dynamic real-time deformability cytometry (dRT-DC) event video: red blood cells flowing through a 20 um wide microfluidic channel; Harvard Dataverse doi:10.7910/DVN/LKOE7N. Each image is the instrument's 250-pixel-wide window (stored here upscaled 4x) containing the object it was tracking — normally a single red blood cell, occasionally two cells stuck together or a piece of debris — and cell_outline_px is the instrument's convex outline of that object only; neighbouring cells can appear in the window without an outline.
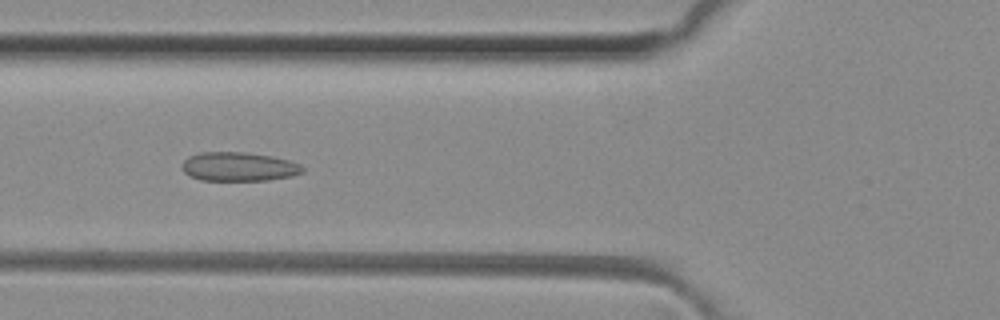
{"species": "common noctule bat (a hibernating species)", "species_latin": "Nyctalus noctula", "temperature_condition": "room temperature", "stored_images_in_passage": 50, "camera_frame_rate_fps": 3000, "um_per_image_px": 0.085, "animal": {"sex": "female", "body_mass_g": 29.2, "forearm_length_mm": 56.3}, "frame": {"image": 1, "passage_image": 19, "time_ms": 6.0, "image_size_px": [1000, 320], "cell_outline_px": [[304, 172], [292, 176], [268, 180], [200, 180], [184, 172], [180, 168], [180, 164], [188, 156], [200, 152], [244, 152], [268, 156], [288, 160], [300, 164], [304, 168]], "centroid_in_image_um": [20.26, 14.17], "position_along_channel_um": 105.5, "area_um2": 20.35}}
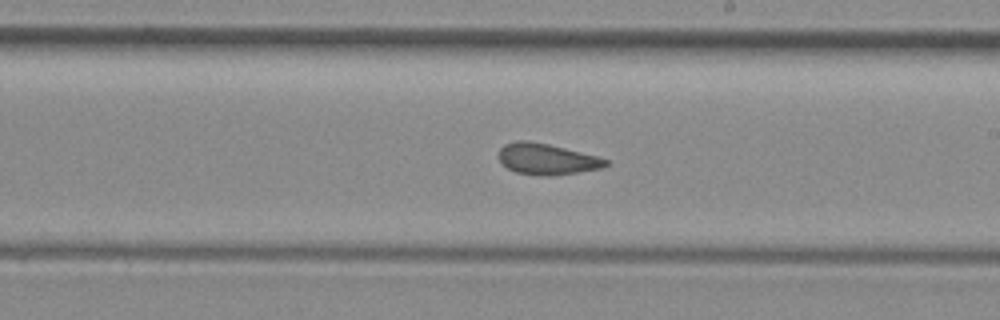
{"frame": {"image": 2, "passage_image": 29, "time_ms": 9.333, "image_size_px": [1000, 320], "cell_outline_px": [[608, 164], [604, 168], [552, 176], [544, 176], [516, 172], [508, 168], [500, 160], [500, 148], [504, 144], [516, 140], [528, 140], [548, 144], [596, 156], [608, 160]], "centroid_in_image_um": [46.49, 13.52], "position_along_channel_um": 242.5, "area_um2": 19.19}}
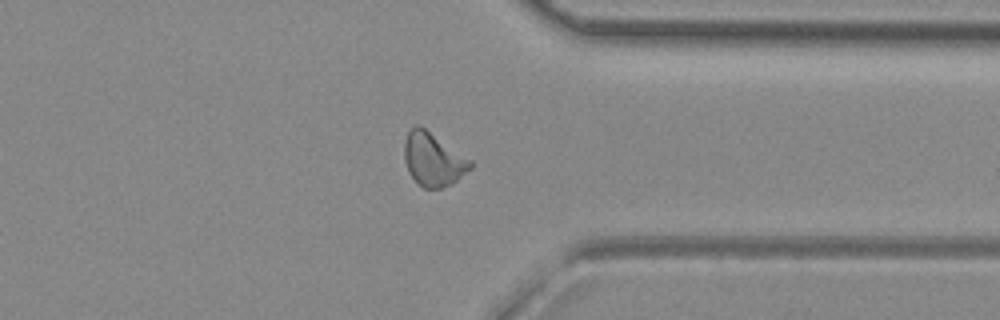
{"frame": {"image": 3, "passage_image": 39, "time_ms": 12.667, "image_size_px": [1000, 320], "cell_outline_px": [[472, 168], [456, 180], [440, 188], [424, 188], [408, 172], [404, 160], [404, 140], [408, 132], [416, 124], [420, 124], [472, 160]], "centroid_in_image_um": [36.81, 13.51], "position_along_channel_um": 374.6, "area_um2": 20.46}, "authors_computed_cell_mechanics": {"area_um2": 20.3167, "velocity_mm_per_s": 4.1083, "shape_relaxation_time_tau1_ms": null, "shape_relaxation_time_tau2_ms": 1.6515, "deformation_change_tau1": null, "deformation_change_tau2": 0.0894}}